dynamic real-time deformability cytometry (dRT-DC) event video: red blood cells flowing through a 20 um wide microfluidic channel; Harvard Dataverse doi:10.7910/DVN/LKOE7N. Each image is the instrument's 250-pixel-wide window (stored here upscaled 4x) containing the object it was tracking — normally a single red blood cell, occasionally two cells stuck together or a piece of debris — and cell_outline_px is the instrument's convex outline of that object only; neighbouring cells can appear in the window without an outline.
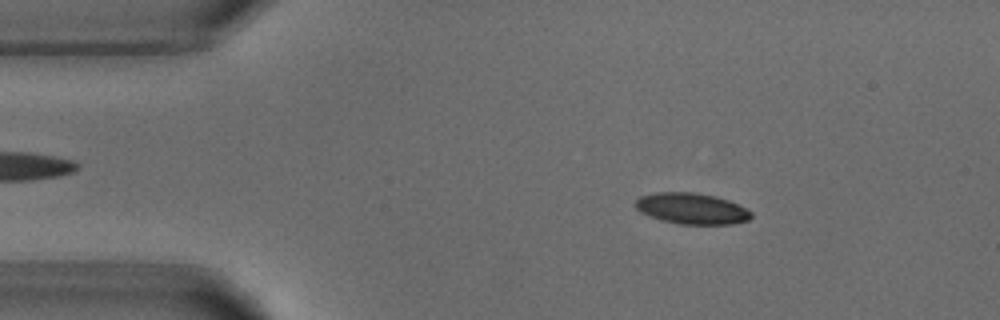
{"species": "common noctule bat (a hibernating species)", "species_latin": "Nyctalus noctula", "temperature_condition": "warm", "stored_images_in_passage": 5, "camera_frame_rate_fps": 3000, "um_per_image_px": 0.085, "animal": {"sex": "male", "body_mass_g": 18.8}, "frame": {"image": 1, "passage_image": 2, "time_ms": 1.0, "image_size_px": [1000, 320], "cell_outline_px": [[752, 216], [748, 220], [732, 224], [680, 224], [648, 216], [640, 212], [636, 208], [636, 200], [640, 196], [656, 192], [696, 192], [716, 196], [728, 200], [752, 212]], "centroid_in_image_um": [58.78, 17.72], "position_along_channel_um": 26.2, "area_um2": 20.87}}
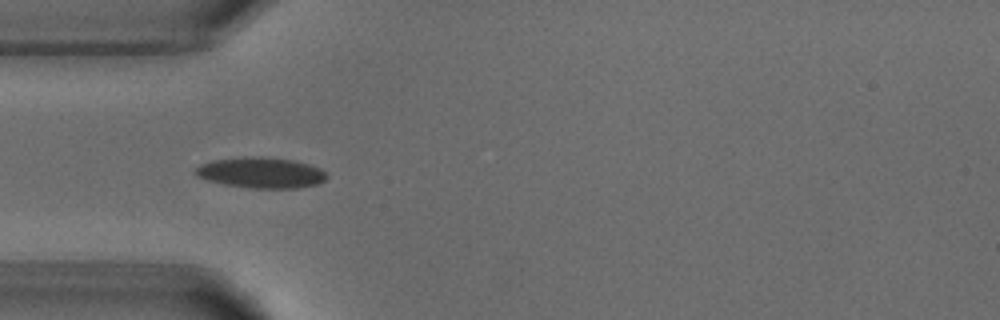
{"frame": {"image": 2, "passage_image": 4, "time_ms": 3.333, "image_size_px": [1000, 320], "cell_outline_px": [[328, 176], [320, 184], [300, 188], [248, 188], [224, 184], [208, 180], [196, 176], [192, 172], [200, 164], [212, 160], [244, 156], [260, 156], [292, 160], [308, 164], [320, 168]], "centroid_in_image_um": [22.17, 14.68], "position_along_channel_um": 62.8, "area_um2": 23.76}}